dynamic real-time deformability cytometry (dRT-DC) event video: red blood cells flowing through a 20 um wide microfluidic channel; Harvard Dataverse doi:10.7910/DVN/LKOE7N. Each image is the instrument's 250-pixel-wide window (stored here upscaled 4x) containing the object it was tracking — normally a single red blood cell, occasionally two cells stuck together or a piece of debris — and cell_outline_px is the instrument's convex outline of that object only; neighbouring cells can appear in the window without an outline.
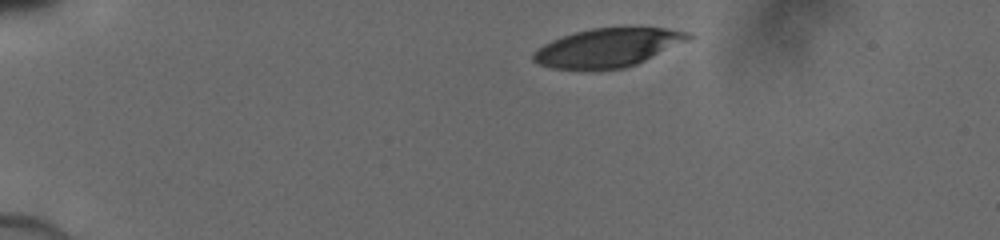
{"species": "human", "species_latin": "Homo sapiens", "temperature_condition": "cold", "stored_images_in_passage": 36, "camera_frame_rate_fps": 3000, "um_per_image_px": 0.085, "donor": {"sex": "male"}, "frame": {"image": 1, "passage_image": 1, "time_ms": 0.0, "image_size_px": [1000, 240], "cell_outline_px": [[696, 36], [688, 40], [636, 64], [624, 68], [552, 68], [536, 64], [532, 60], [532, 52], [536, 48], [552, 40], [576, 32], [592, 28], [668, 28], [692, 32]], "centroid_in_image_um": [51.67, 4.03], "position_along_channel_um": 33.3, "area_um2": 34.45}}
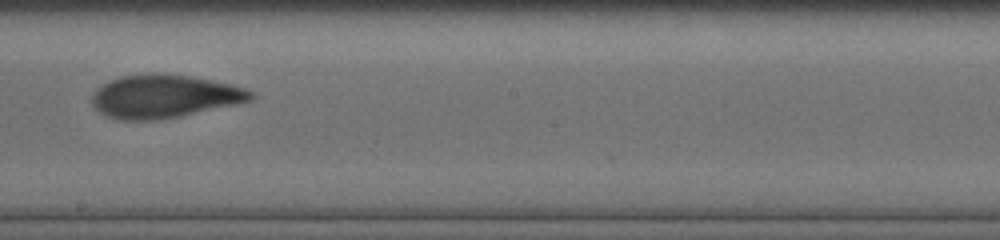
{"frame": {"image": 2, "passage_image": 21, "time_ms": 6.667, "image_size_px": [1000, 240], "cell_outline_px": [[256, 96], [252, 100], [180, 116], [160, 120], [116, 120], [100, 112], [92, 104], [92, 96], [96, 88], [108, 80], [120, 76], [152, 72], [164, 72], [188, 76], [228, 84], [244, 88], [252, 92]], "centroid_in_image_um": [13.9, 8.18], "position_along_channel_um": 234.3, "area_um2": 40.0}}
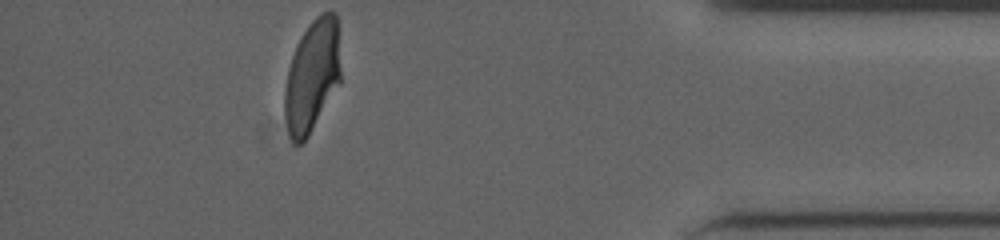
{"frame": {"image": 3, "passage_image": 36, "time_ms": 11.667, "image_size_px": [1000, 240], "cell_outline_px": [[340, 84], [308, 136], [300, 144], [296, 144], [292, 140], [288, 132], [284, 116], [284, 92], [288, 68], [296, 44], [312, 20], [320, 12], [336, 12], [340, 68]], "centroid_in_image_um": [26.52, 6.46], "position_along_channel_um": 408.7, "area_um2": 36.59}}